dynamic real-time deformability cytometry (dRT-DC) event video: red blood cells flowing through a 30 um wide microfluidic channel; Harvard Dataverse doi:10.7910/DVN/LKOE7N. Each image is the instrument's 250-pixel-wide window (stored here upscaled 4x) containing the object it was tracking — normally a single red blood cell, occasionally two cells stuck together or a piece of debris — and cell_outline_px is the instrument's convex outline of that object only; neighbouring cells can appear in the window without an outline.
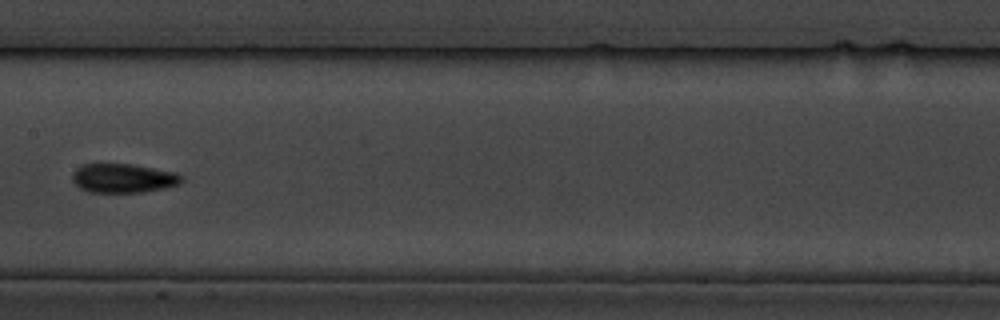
{"species": "common noctule bat (a hibernating species)", "species_latin": "Nyctalus noctula", "temperature_condition": "cold", "stored_images_in_passage": 14, "camera_frame_rate_fps": 3000, "um_per_image_px": 0.085, "animal": {"sex": "male", "body_mass_g": 19.5, "forearm_length_mm": 54.6}, "frame": {"image": 1, "passage_image": 7, "time_ms": 8.0, "image_size_px": [1000, 320], "cell_outline_px": [[184, 180], [180, 184], [164, 188], [144, 192], [88, 192], [80, 188], [72, 180], [72, 172], [76, 168], [84, 164], [132, 164], [176, 172], [184, 176]], "centroid_in_image_um": [10.5, 15.14], "position_along_channel_um": 196.9, "area_um2": 18.67}}
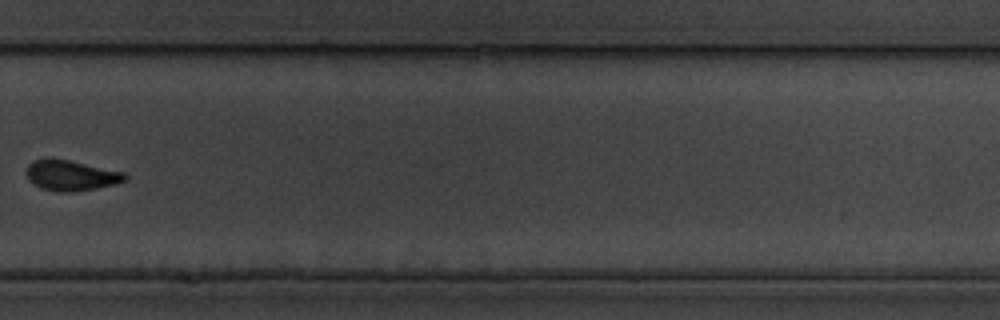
{"frame": {"image": 2, "passage_image": 10, "time_ms": 11.667, "image_size_px": [1000, 320], "cell_outline_px": [[128, 180], [116, 184], [96, 188], [72, 192], [56, 192], [32, 184], [28, 180], [24, 172], [28, 164], [36, 160], [68, 160], [124, 172], [128, 176]], "centroid_in_image_um": [6.05, 14.94], "position_along_channel_um": 323.8, "area_um2": 17.34}}
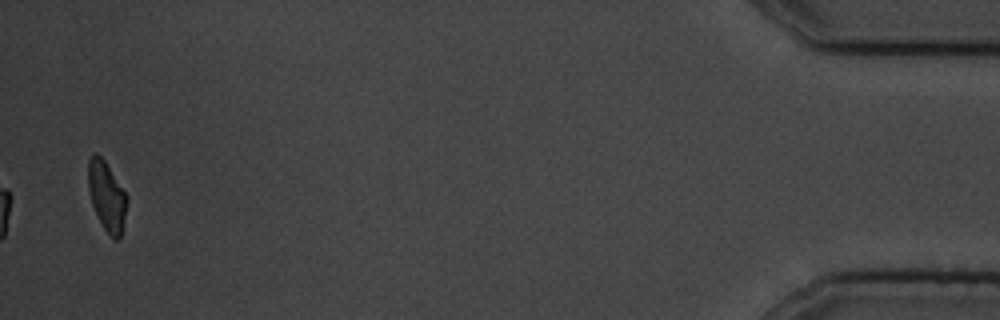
{"frame": {"image": 3, "passage_image": 14, "time_ms": 17.0, "image_size_px": [1000, 320], "cell_outline_px": [[128, 200], [120, 240], [116, 240], [104, 228], [92, 204], [88, 188], [88, 160], [92, 152], [96, 152], [104, 160], [128, 196]], "centroid_in_image_um": [9.08, 16.64], "position_along_channel_um": 426.1, "area_um2": 15.55}, "authors_computed_cell_mechanics": {"area_um2": 17.6868, "velocity_mm_per_s": 3.4682, "shape_relaxation_time_tau1_ms": 2.3276, "shape_relaxation_time_tau2_ms": 1.1083, "deformation_change_tau1": 0.0971, "deformation_change_tau2": 0.0489}}